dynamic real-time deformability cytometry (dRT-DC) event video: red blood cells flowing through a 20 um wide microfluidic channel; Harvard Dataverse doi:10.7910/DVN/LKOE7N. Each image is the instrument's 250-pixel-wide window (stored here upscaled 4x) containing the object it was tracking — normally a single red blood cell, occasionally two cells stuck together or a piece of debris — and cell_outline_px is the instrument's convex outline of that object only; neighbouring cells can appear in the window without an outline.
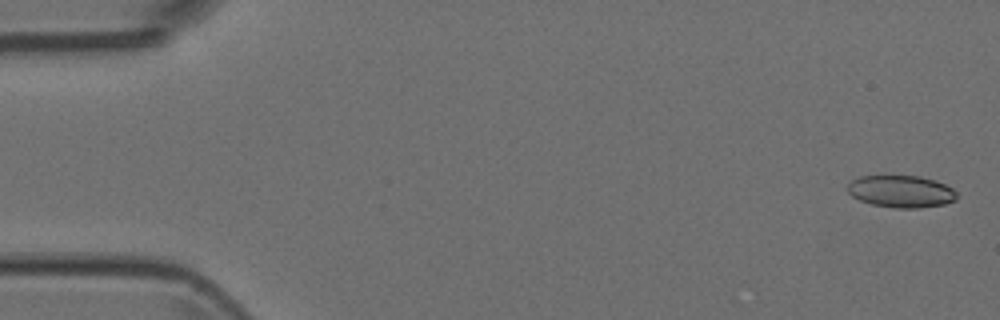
{"species": "Egyptian fruit bat (a non-hibernating species)", "species_latin": "Rousettus aegyptiacus", "temperature_condition": "room temperature", "stored_images_in_passage": 5, "camera_frame_rate_fps": 3000, "um_per_image_px": 0.085, "animal": {"sex": "female"}, "frame": {"image": 1, "passage_image": 1, "time_ms": 0.0, "image_size_px": [1000, 320], "cell_outline_px": [[956, 200], [944, 204], [920, 208], [892, 208], [872, 204], [860, 200], [852, 196], [848, 192], [848, 184], [852, 180], [860, 176], [920, 176], [936, 180], [952, 188], [956, 192]], "centroid_in_image_um": [76.6, 16.27], "position_along_channel_um": 8.4, "area_um2": 20.46}}
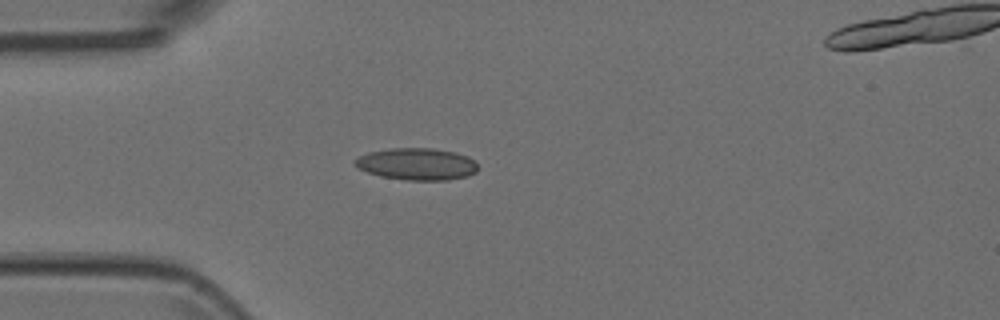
{"frame": {"image": 2, "passage_image": 4, "time_ms": 1.0, "image_size_px": [1000, 320], "cell_outline_px": [[476, 172], [468, 176], [448, 180], [404, 180], [380, 176], [356, 168], [352, 164], [352, 160], [356, 156], [368, 152], [388, 148], [432, 148], [456, 152], [468, 156], [476, 164]], "centroid_in_image_um": [35.35, 13.94], "position_along_channel_um": 49.6, "area_um2": 23.24}}